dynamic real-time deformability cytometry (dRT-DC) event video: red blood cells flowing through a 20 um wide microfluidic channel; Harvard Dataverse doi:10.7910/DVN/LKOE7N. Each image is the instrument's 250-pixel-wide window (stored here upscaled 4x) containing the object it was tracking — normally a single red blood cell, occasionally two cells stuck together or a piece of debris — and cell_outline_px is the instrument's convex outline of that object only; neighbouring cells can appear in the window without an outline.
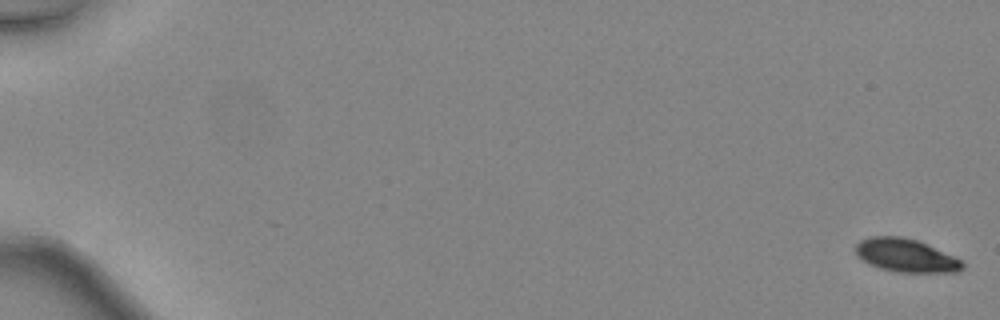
{"species": "common noctule bat (a hibernating species)", "species_latin": "Nyctalus noctula", "temperature_condition": "warm", "stored_images_in_passage": 48, "camera_frame_rate_fps": 3000, "um_per_image_px": 0.085, "animal": {"sex": "female", "body_mass_g": 24.6, "forearm_length_mm": 56.2}, "frame": {"image": 1, "passage_image": 1, "time_ms": 0.0, "image_size_px": [1000, 320], "cell_outline_px": [[964, 268], [960, 272], [896, 272], [880, 268], [868, 264], [856, 256], [856, 244], [860, 240], [872, 236], [900, 236], [916, 240], [952, 256], [960, 260], [964, 264]], "centroid_in_image_um": [76.95, 21.72], "position_along_channel_um": 8.0, "area_um2": 20.52}}
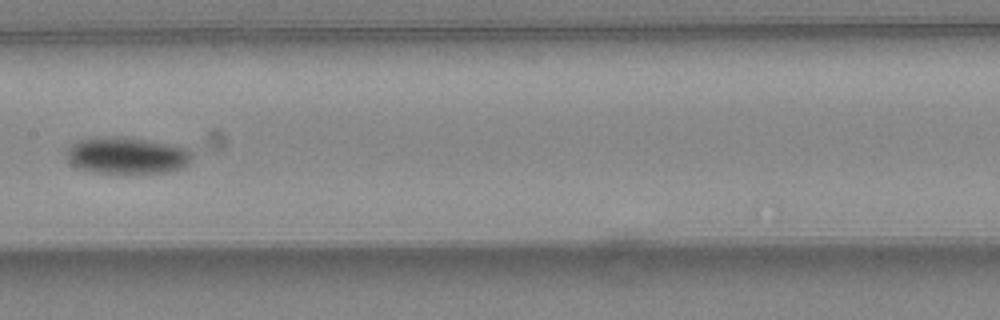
{"frame": {"image": 2, "passage_image": 27, "time_ms": 8.667, "image_size_px": [1000, 320], "cell_outline_px": [[192, 160], [188, 164], [180, 168], [168, 172], [96, 172], [80, 168], [72, 164], [68, 160], [64, 152], [72, 144], [80, 140], [112, 136], [124, 136], [148, 140], [188, 148], [192, 152]], "centroid_in_image_um": [10.8, 13.2], "position_along_channel_um": 196.6, "area_um2": 26.59}}
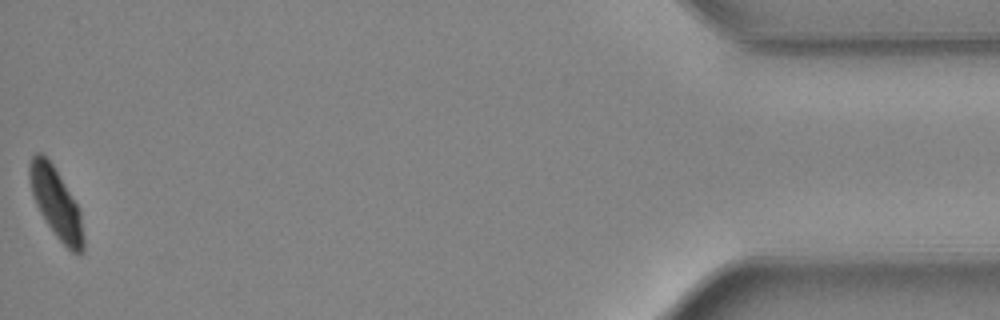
{"frame": {"image": 3, "passage_image": 48, "time_ms": 15.667, "image_size_px": [1000, 320], "cell_outline_px": [[84, 252], [72, 252], [56, 236], [48, 224], [36, 204], [32, 192], [28, 176], [28, 164], [32, 156], [36, 152], [40, 152], [48, 156], [80, 208], [84, 236]], "centroid_in_image_um": [4.77, 17.2], "position_along_channel_um": 430.4, "area_um2": 22.08}, "authors_computed_cell_mechanics": {"area_um2": 23.3512, "velocity_mm_per_s": 4.5238, "shape_relaxation_time_tau1_ms": 1.7782, "shape_relaxation_time_tau2_ms": null, "deformation_change_tau1": 0.1068, "deformation_change_tau2": null}}